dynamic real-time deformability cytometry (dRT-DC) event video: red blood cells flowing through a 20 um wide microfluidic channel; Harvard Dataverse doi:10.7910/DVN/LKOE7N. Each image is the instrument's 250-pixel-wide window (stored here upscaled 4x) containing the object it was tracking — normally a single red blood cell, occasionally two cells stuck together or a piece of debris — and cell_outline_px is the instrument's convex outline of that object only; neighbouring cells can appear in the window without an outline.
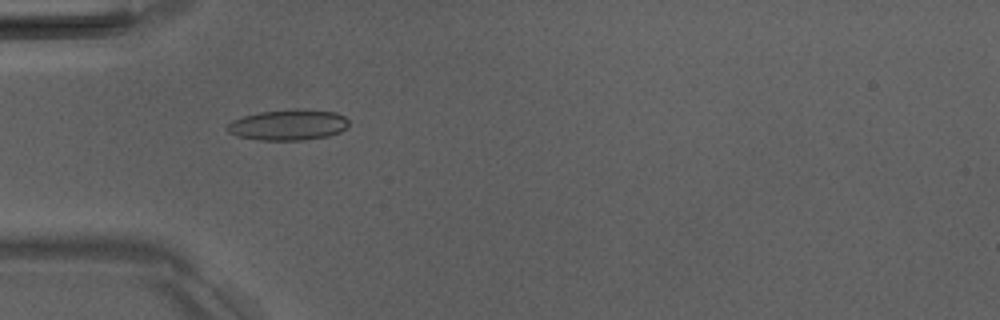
{"species": "Egyptian fruit bat (a non-hibernating species)", "species_latin": "Rousettus aegyptiacus", "temperature_condition": "room temperature", "stored_images_in_passage": 2, "camera_frame_rate_fps": 3000, "um_per_image_px": 0.085, "animal": {"sex": "male"}, "frame": {"image": 1, "passage_image": 1, "time_ms": 0.0, "image_size_px": [1000, 320], "cell_outline_px": [[348, 124], [340, 132], [328, 136], [304, 140], [260, 140], [236, 136], [228, 132], [224, 128], [232, 120], [244, 116], [260, 112], [336, 112], [344, 116], [348, 120]], "centroid_in_image_um": [24.44, 10.67], "position_along_channel_um": 60.6, "area_um2": 20.81}}